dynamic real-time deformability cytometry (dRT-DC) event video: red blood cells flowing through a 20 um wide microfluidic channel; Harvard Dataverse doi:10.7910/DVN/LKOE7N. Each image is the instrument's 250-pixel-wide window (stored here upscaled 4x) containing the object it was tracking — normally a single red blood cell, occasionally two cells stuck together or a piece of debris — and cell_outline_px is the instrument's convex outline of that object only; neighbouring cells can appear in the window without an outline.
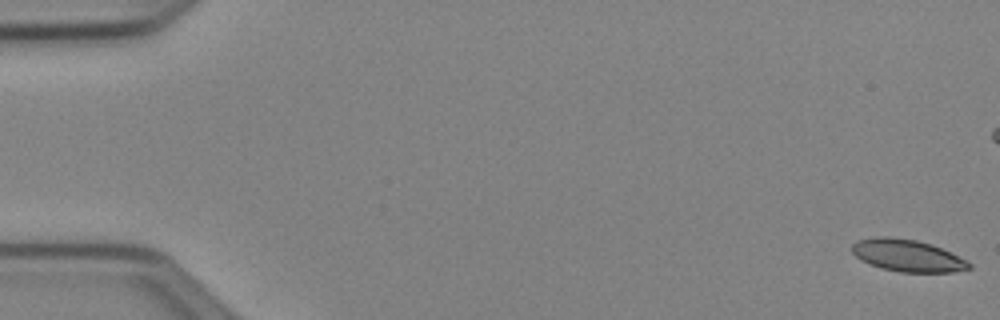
{"species": "Egyptian fruit bat (a non-hibernating species)", "species_latin": "Rousettus aegyptiacus", "temperature_condition": "cold", "stored_images_in_passage": 17, "camera_frame_rate_fps": 3000, "um_per_image_px": 0.085, "animal": {"sex": "female"}, "frame": {"image": 1, "passage_image": 1, "time_ms": 0.0, "image_size_px": [1000, 320], "cell_outline_px": [[972, 268], [952, 272], [900, 272], [880, 268], [860, 260], [852, 252], [852, 244], [856, 240], [876, 236], [888, 236], [916, 240], [932, 244], [972, 264]], "centroid_in_image_um": [77.07, 21.71], "position_along_channel_um": 7.9, "area_um2": 21.79}}